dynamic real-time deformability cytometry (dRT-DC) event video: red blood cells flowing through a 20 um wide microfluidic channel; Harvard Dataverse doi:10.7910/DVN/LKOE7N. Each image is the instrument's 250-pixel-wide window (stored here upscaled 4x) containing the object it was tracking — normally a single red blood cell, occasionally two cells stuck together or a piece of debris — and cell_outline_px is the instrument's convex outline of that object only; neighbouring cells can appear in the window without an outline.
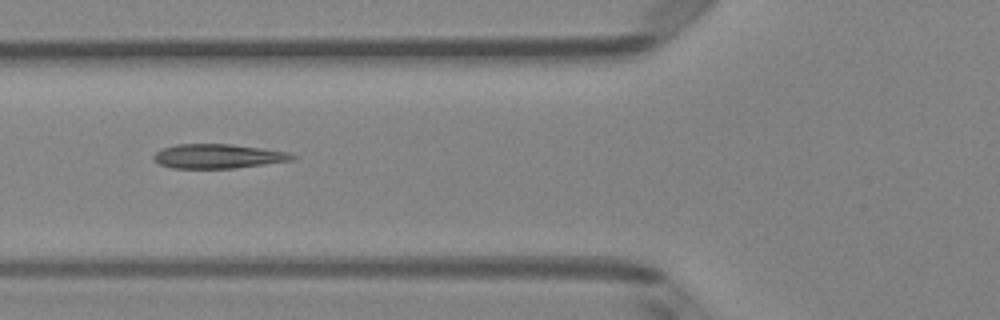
{"species": "Egyptian fruit bat (a non-hibernating species)", "species_latin": "Rousettus aegyptiacus", "temperature_condition": "room temperature", "stored_images_in_passage": 4, "camera_frame_rate_fps": 3000, "um_per_image_px": 0.085, "animal": {"sex": "female"}, "frame": {"image": 1, "passage_image": 4, "time_ms": 1.0, "image_size_px": [1000, 320], "cell_outline_px": [[296, 160], [236, 168], [172, 168], [160, 164], [152, 156], [156, 152], [164, 148], [176, 144], [232, 144], [288, 152], [296, 156]], "centroid_in_image_um": [18.57, 13.28], "position_along_channel_um": 107.2, "area_um2": 19.59}}